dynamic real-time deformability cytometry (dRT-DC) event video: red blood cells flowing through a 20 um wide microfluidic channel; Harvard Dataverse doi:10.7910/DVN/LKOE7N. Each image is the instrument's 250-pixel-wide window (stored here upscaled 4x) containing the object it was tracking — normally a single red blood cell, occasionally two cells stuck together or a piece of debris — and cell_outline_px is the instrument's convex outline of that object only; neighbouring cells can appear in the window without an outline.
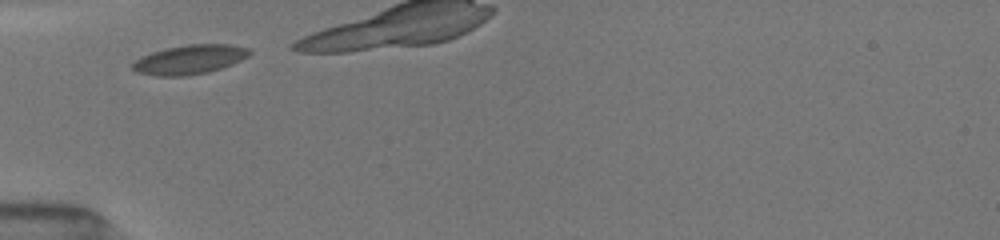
{"species": "common noctule bat (a hibernating species)", "species_latin": "Nyctalus noctula", "temperature_condition": "room temperature", "stored_images_in_passage": 5, "camera_frame_rate_fps": 3000, "um_per_image_px": 0.085, "animal": {"sex": "female", "body_mass_g": 19.5, "forearm_length_mm": 54.1}, "frame": {"image": 1, "passage_image": 1, "time_ms": 0.0, "image_size_px": [1000, 240], "cell_outline_px": [[252, 52], [248, 56], [232, 64], [208, 72], [188, 76], [156, 76], [136, 72], [132, 68], [132, 64], [140, 56], [152, 52], [168, 48], [188, 44], [232, 44], [248, 48]], "centroid_in_image_um": [16.11, 5.06], "position_along_channel_um": 68.9, "area_um2": 19.94}}